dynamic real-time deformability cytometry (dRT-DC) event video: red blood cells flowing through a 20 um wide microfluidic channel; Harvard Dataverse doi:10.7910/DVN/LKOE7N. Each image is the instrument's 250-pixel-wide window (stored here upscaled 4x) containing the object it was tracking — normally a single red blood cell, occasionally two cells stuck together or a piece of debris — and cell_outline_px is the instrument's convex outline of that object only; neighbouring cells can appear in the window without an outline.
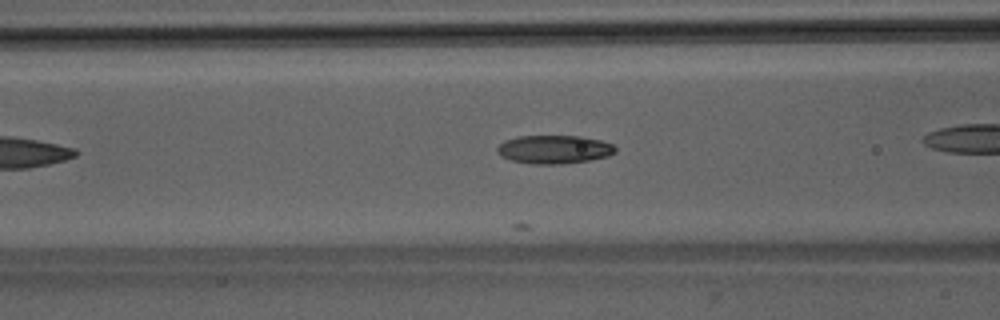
{"species": "Egyptian fruit bat (a non-hibernating species)", "species_latin": "Rousettus aegyptiacus", "temperature_condition": "room temperature", "stored_images_in_passage": 16, "camera_frame_rate_fps": 3000, "um_per_image_px": 0.085, "animal": {"sex": "male"}, "frame": {"image": 1, "passage_image": 6, "time_ms": 1.667, "image_size_px": [1000, 320], "cell_outline_px": [[616, 152], [608, 156], [588, 160], [564, 164], [532, 164], [512, 160], [500, 156], [496, 152], [496, 148], [504, 140], [516, 136], [580, 136], [600, 140], [612, 144], [616, 148]], "centroid_in_image_um": [47.07, 12.7], "position_along_channel_um": 119.5, "area_um2": 19.65}}